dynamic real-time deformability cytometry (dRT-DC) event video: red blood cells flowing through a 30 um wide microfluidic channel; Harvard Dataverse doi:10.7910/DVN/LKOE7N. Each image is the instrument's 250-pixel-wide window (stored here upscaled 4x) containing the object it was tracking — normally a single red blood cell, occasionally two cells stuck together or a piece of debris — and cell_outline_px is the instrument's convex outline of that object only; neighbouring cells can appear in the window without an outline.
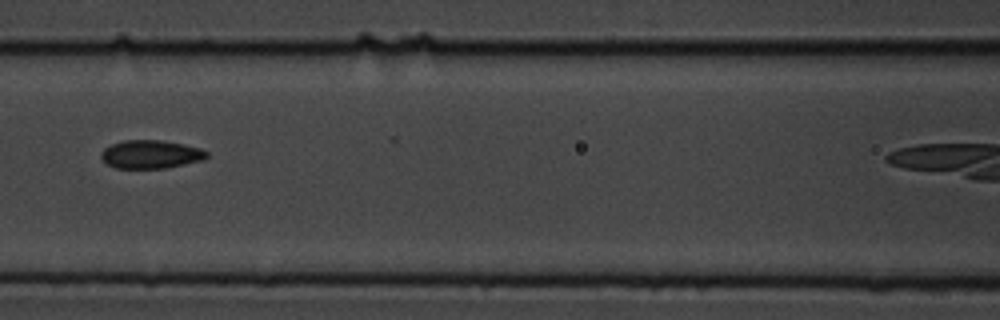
{"species": "common noctule bat (a hibernating species)", "species_latin": "Nyctalus noctula", "temperature_condition": "cold", "stored_images_in_passage": 13, "camera_frame_rate_fps": 3000, "um_per_image_px": 0.085, "animal": {"sex": "male", "body_mass_g": 19.5, "forearm_length_mm": 54.6}, "frame": {"image": 1, "passage_image": 6, "time_ms": 6.0, "image_size_px": [1000, 320], "cell_outline_px": [[208, 156], [204, 160], [164, 168], [116, 168], [108, 164], [100, 156], [100, 152], [104, 148], [112, 144], [124, 140], [160, 140], [184, 144], [200, 148], [208, 152]], "centroid_in_image_um": [12.82, 13.11], "position_along_channel_um": 153.8, "area_um2": 17.4}}
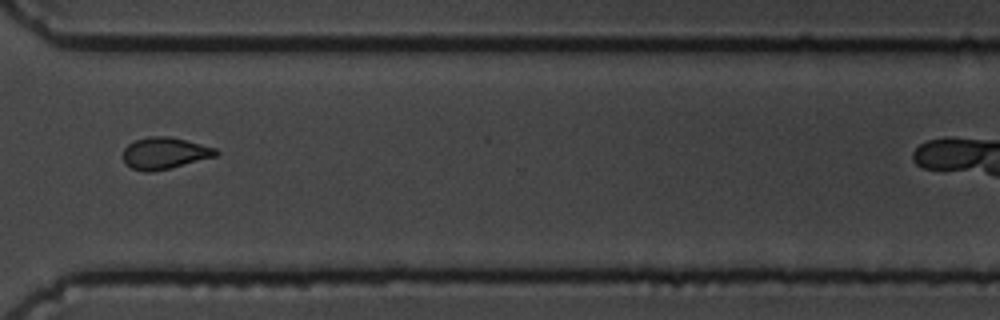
{"frame": {"image": 2, "passage_image": 11, "time_ms": 11.667, "image_size_px": [1000, 320], "cell_outline_px": [[220, 152], [216, 156], [152, 172], [144, 172], [132, 168], [124, 160], [124, 148], [128, 144], [136, 140], [148, 136], [168, 136], [216, 148]], "centroid_in_image_um": [13.99, 13.01], "position_along_channel_um": 356.6, "area_um2": 16.82}, "authors_computed_cell_mechanics": {"area_um2": 16.9354, "velocity_mm_per_s": 3.5901, "shape_relaxation_time_tau1_ms": 3.068, "shape_relaxation_time_tau2_ms": 2.7931, "deformation_change_tau1": 0.1104, "deformation_change_tau2": 0.0756}}